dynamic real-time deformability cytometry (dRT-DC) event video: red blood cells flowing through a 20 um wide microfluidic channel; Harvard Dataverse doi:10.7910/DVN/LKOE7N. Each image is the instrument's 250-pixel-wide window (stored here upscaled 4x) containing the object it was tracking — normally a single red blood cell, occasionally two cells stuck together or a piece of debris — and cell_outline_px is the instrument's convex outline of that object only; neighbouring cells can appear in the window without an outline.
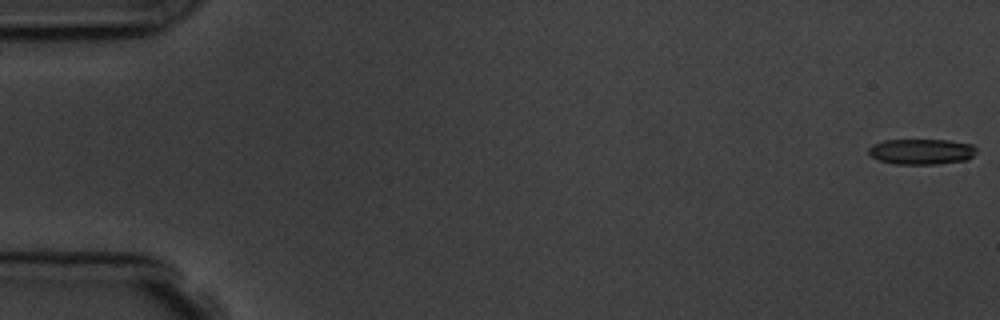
{"species": "common noctule bat (a hibernating species)", "species_latin": "Nyctalus noctula", "temperature_condition": "room temperature", "stored_images_in_passage": 6, "camera_frame_rate_fps": 3000, "um_per_image_px": 0.085, "animal": {"sex": "male", "body_mass_g": 19.5, "forearm_length_mm": 54.6}, "frame": {"image": 1, "passage_image": 1, "time_ms": 0.0, "image_size_px": [1000, 320], "cell_outline_px": [[976, 152], [968, 160], [936, 164], [896, 164], [880, 160], [872, 156], [868, 152], [868, 148], [872, 144], [884, 140], [948, 140], [972, 144], [976, 148]], "centroid_in_image_um": [78.33, 12.88], "position_along_channel_um": 6.7, "area_um2": 16.07}}